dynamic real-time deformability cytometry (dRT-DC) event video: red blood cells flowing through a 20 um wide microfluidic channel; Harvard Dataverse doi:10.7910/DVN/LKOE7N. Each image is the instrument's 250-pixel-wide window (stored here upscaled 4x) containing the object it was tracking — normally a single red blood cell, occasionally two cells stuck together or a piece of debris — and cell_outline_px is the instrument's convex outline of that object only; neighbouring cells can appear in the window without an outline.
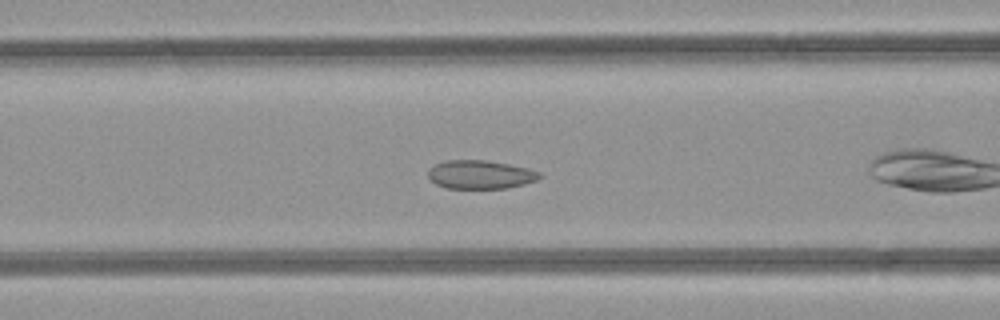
{"species": "common noctule bat (a hibernating species)", "species_latin": "Nyctalus noctula", "temperature_condition": "room temperature", "stored_images_in_passage": 36, "camera_frame_rate_fps": 3000, "um_per_image_px": 0.085, "animal": {"sex": "female", "body_mass_g": 21.9}, "frame": {"image": 1, "passage_image": 6, "time_ms": 1.667, "image_size_px": [1000, 320], "cell_outline_px": [[544, 176], [536, 180], [524, 184], [508, 188], [444, 188], [436, 184], [428, 176], [428, 168], [432, 164], [448, 160], [484, 160], [508, 164], [528, 168], [540, 172]], "centroid_in_image_um": [40.82, 14.83], "position_along_channel_um": 125.8, "area_um2": 18.67}}
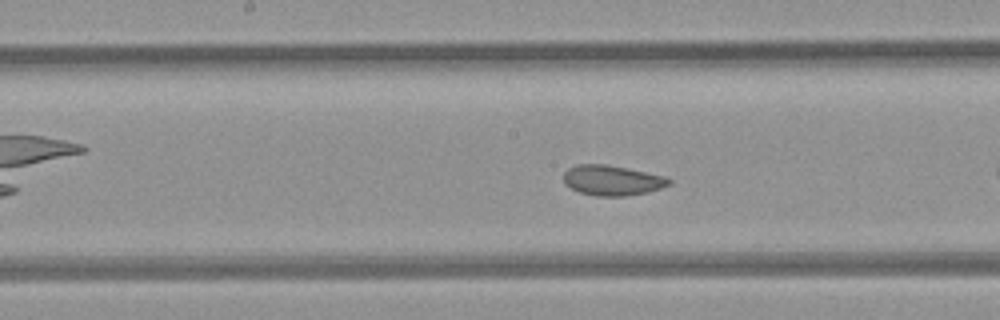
{"frame": {"image": 2, "passage_image": 11, "time_ms": 3.333, "image_size_px": [1000, 320], "cell_outline_px": [[672, 184], [648, 192], [624, 196], [596, 196], [580, 192], [564, 184], [564, 172], [568, 168], [576, 164], [604, 164], [628, 168], [668, 176], [672, 180]], "centroid_in_image_um": [52.07, 15.32], "position_along_channel_um": 196.1, "area_um2": 18.73}, "authors_computed_cell_mechanics": {"area_um2": 19.3052, "velocity_mm_per_s": 4.2011, "shape_relaxation_time_tau1_ms": null, "shape_relaxation_time_tau2_ms": 2.5398, "deformation_change_tau1": null, "deformation_change_tau2": 0.0279}}